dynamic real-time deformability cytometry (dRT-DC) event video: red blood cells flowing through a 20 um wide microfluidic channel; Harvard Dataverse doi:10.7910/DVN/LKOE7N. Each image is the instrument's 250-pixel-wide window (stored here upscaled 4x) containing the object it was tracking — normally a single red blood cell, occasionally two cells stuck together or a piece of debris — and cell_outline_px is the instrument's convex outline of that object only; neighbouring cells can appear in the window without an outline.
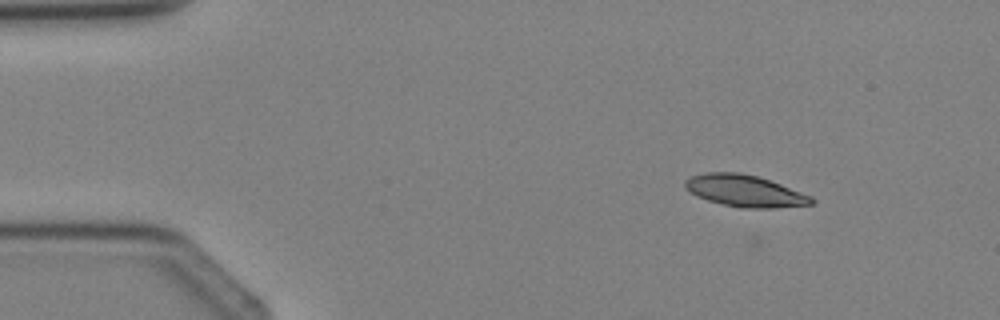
{"species": "Egyptian fruit bat (a non-hibernating species)", "species_latin": "Rousettus aegyptiacus", "temperature_condition": "cold", "stored_images_in_passage": 5, "camera_frame_rate_fps": 3000, "um_per_image_px": 0.085, "animal": {"sex": "female"}, "frame": {"image": 1, "passage_image": 3, "time_ms": 2.333, "image_size_px": [1000, 320], "cell_outline_px": [[816, 200], [812, 204], [776, 208], [740, 208], [708, 200], [696, 196], [684, 184], [684, 180], [692, 176], [704, 172], [740, 172], [756, 176], [780, 184], [812, 196]], "centroid_in_image_um": [63.33, 16.22], "position_along_channel_um": 21.7, "area_um2": 23.24}}